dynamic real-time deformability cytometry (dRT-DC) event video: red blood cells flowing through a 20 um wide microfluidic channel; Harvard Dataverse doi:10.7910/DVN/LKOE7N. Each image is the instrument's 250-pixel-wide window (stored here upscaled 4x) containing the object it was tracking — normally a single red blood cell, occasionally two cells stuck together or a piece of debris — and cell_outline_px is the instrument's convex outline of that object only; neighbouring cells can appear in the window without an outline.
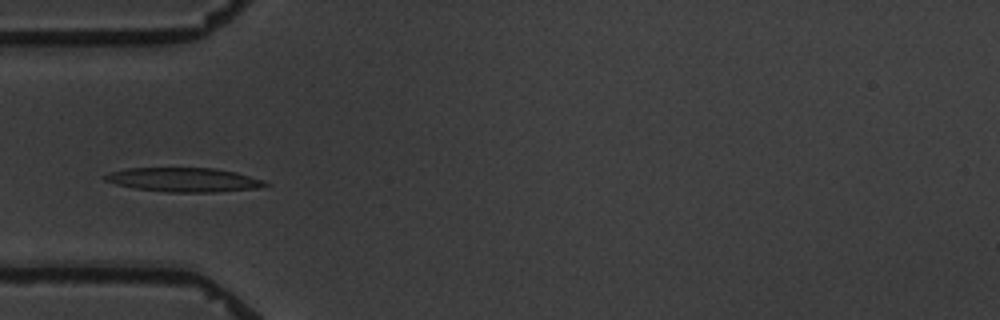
{"species": "common noctule bat (a hibernating species)", "species_latin": "Nyctalus noctula", "temperature_condition": "warm", "stored_images_in_passage": 5, "camera_frame_rate_fps": 3000, "um_per_image_px": 0.085, "animal": {"sex": "male", "body_mass_g": 19.5, "forearm_length_mm": 54.6}, "frame": {"image": 1, "passage_image": 5, "time_ms": 4.667, "image_size_px": [1000, 320], "cell_outline_px": [[272, 184], [256, 188], [216, 192], [168, 192], [132, 188], [116, 184], [104, 180], [100, 176], [108, 172], [128, 168], [216, 168], [236, 172], [264, 180]], "centroid_in_image_um": [15.59, 15.28], "position_along_channel_um": 69.4, "area_um2": 22.72}}